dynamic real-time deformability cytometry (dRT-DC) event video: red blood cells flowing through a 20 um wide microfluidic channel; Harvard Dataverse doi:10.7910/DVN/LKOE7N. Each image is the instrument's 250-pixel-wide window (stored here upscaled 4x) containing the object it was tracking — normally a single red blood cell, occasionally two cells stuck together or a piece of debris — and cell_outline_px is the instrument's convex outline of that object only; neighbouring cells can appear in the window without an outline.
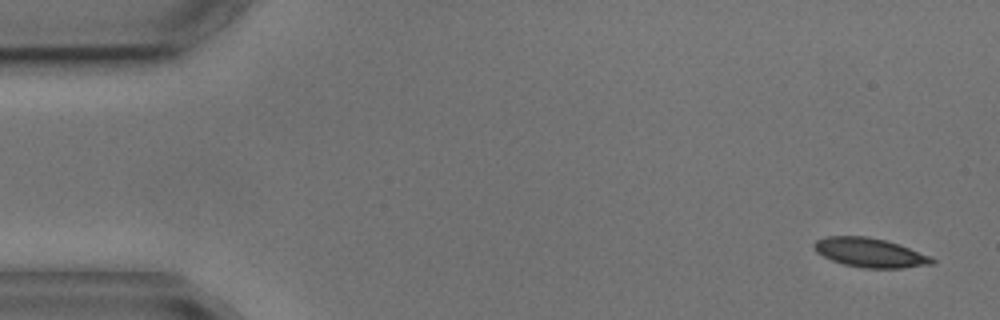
{"species": "common noctule bat (a hibernating species)", "species_latin": "Nyctalus noctula", "temperature_condition": "cold", "stored_images_in_passage": 3, "camera_frame_rate_fps": 3000, "um_per_image_px": 0.085, "animal": {"sex": "male", "body_mass_g": 17.9, "forearm_length_mm": 54.2}, "frame": {"image": 1, "passage_image": 1, "time_ms": 0.0, "image_size_px": [1000, 320], "cell_outline_px": [[936, 264], [904, 268], [864, 268], [844, 264], [832, 260], [816, 252], [812, 244], [816, 240], [824, 236], [868, 236], [884, 240], [908, 248], [928, 256], [936, 260]], "centroid_in_image_um": [73.92, 21.48], "position_along_channel_um": 11.1, "area_um2": 19.94}}